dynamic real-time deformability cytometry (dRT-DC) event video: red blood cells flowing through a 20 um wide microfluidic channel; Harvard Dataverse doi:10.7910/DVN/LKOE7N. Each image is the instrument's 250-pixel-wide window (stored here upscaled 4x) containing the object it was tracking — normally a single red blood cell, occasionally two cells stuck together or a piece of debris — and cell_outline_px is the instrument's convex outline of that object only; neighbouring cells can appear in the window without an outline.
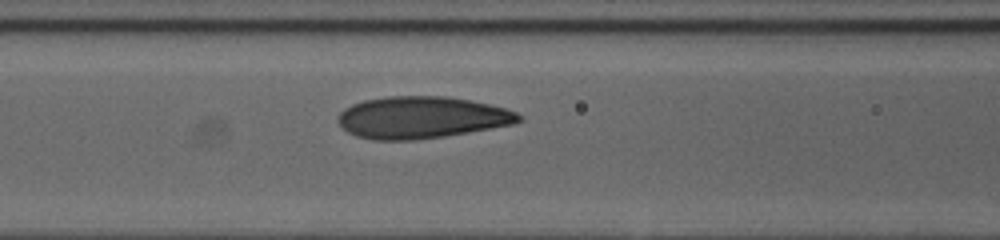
{"species": "human", "species_latin": "Homo sapiens", "temperature_condition": "cold", "stored_images_in_passage": 26, "camera_frame_rate_fps": 3000, "um_per_image_px": 0.085, "donor": {"sex": "female"}, "frame": {"image": 1, "passage_image": 15, "time_ms": 4.667, "image_size_px": [1000, 240], "cell_outline_px": [[524, 120], [516, 124], [444, 136], [412, 140], [372, 140], [356, 136], [348, 132], [336, 120], [336, 116], [344, 108], [352, 104], [364, 100], [388, 96], [444, 96], [468, 100], [488, 104], [504, 108], [516, 112], [524, 116]], "centroid_in_image_um": [35.83, 9.99], "position_along_channel_um": 130.8, "area_um2": 44.27}}
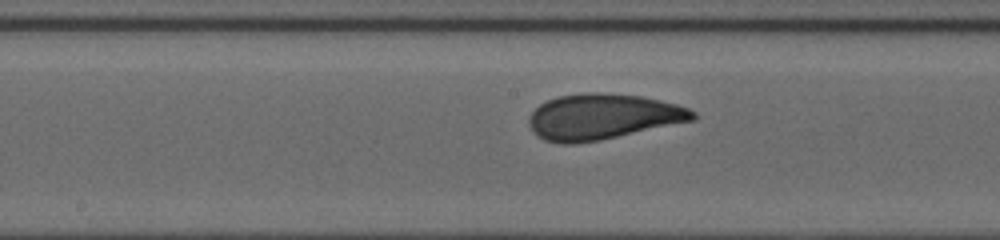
{"frame": {"image": 2, "passage_image": 20, "time_ms": 6.333, "image_size_px": [1000, 240], "cell_outline_px": [[696, 120], [600, 140], [572, 144], [560, 144], [544, 140], [536, 136], [532, 132], [528, 124], [528, 116], [540, 104], [548, 100], [560, 96], [584, 92], [600, 92], [640, 96], [660, 100], [676, 104], [688, 108], [696, 112]], "centroid_in_image_um": [51.2, 9.93], "position_along_channel_um": 197.0, "area_um2": 43.81}}
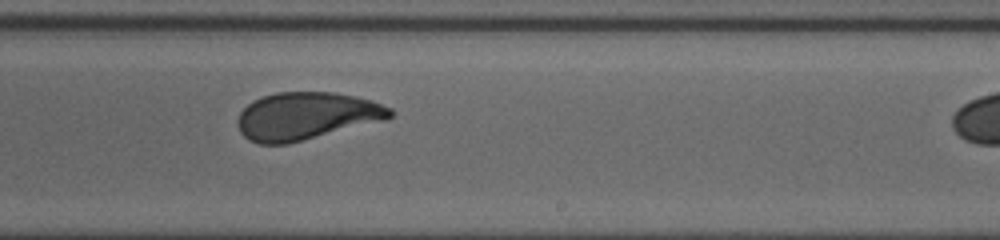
{"frame": {"image": 3, "passage_image": 25, "time_ms": 8.0, "image_size_px": [1000, 240], "cell_outline_px": [[392, 116], [388, 120], [288, 144], [260, 144], [248, 140], [240, 132], [236, 124], [236, 120], [240, 112], [252, 100], [276, 92], [332, 92], [356, 96], [372, 100], [392, 108]], "centroid_in_image_um": [26.04, 9.87], "position_along_channel_um": 263.0, "area_um2": 42.71}}